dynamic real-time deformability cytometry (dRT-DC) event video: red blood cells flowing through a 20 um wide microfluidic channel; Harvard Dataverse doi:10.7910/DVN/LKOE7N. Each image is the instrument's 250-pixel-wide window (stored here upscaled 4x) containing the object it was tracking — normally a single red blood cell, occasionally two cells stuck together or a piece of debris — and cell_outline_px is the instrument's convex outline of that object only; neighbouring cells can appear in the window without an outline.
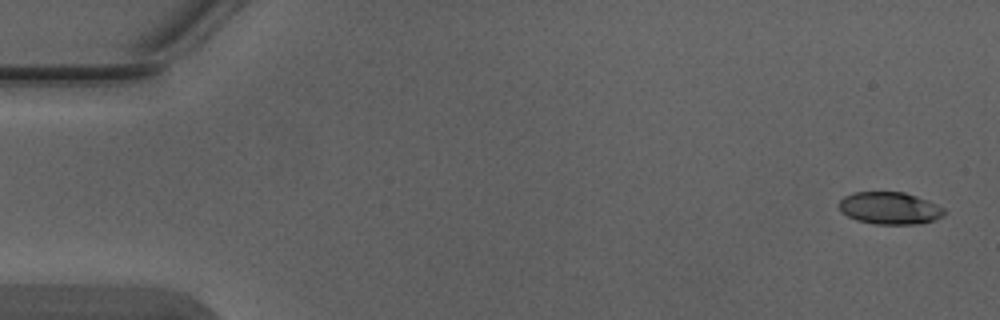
{"species": "Egyptian fruit bat (a non-hibernating species)", "species_latin": "Rousettus aegyptiacus", "temperature_condition": "warm", "stored_images_in_passage": 7, "camera_frame_rate_fps": 3000, "um_per_image_px": 0.085, "animal": {"sex": "male"}, "frame": {"image": 1, "passage_image": 1, "time_ms": 0.0, "image_size_px": [1000, 320], "cell_outline_px": [[948, 212], [944, 216], [920, 224], [876, 224], [856, 220], [840, 212], [840, 200], [844, 196], [856, 192], [904, 192], [928, 200], [944, 208]], "centroid_in_image_um": [75.65, 17.7], "position_along_channel_um": 9.3, "area_um2": 19.83}}
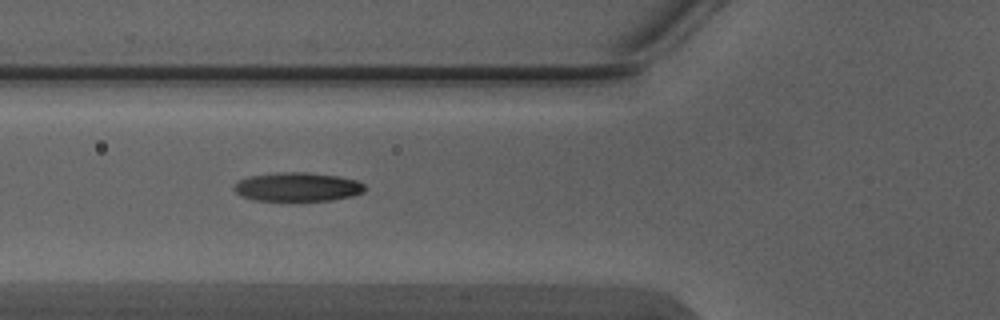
{"frame": {"image": 2, "passage_image": 5, "time_ms": 1.333, "image_size_px": [1000, 320], "cell_outline_px": [[368, 188], [364, 192], [352, 196], [332, 200], [252, 200], [240, 196], [232, 188], [240, 180], [248, 176], [276, 172], [308, 172], [340, 176], [356, 180], [364, 184]], "centroid_in_image_um": [25.31, 15.88], "position_along_channel_um": 100.5, "area_um2": 22.2}}
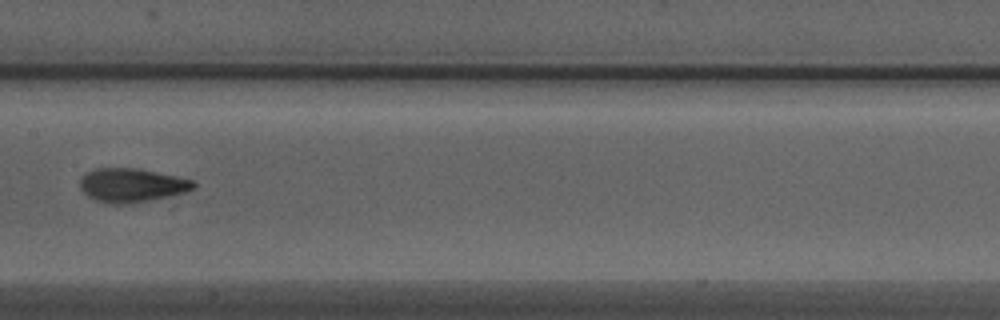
{"frame": {"image": 3, "passage_image": 7, "time_ms": 2.0, "image_size_px": [1000, 320], "cell_outline_px": [[196, 188], [184, 192], [148, 200], [128, 204], [104, 204], [88, 196], [80, 188], [80, 176], [84, 172], [96, 168], [136, 168], [176, 176], [192, 180], [196, 184]], "centroid_in_image_um": [11.13, 15.74], "position_along_channel_um": 196.3, "area_um2": 22.37}}